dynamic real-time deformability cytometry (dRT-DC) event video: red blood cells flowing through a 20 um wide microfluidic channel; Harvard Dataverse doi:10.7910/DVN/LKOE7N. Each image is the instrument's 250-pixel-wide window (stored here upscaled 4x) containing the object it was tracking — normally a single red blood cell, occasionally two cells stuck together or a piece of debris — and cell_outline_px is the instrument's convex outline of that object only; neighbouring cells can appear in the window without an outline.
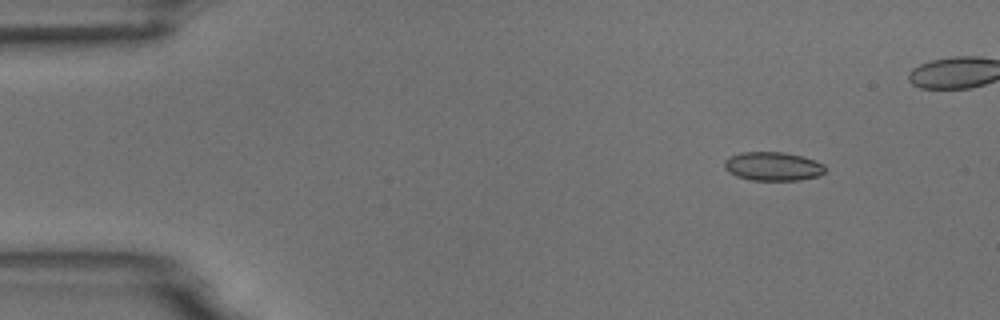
{"species": "common noctule bat (a hibernating species)", "species_latin": "Nyctalus noctula", "temperature_condition": "room temperature", "stored_images_in_passage": 5, "camera_frame_rate_fps": 3000, "um_per_image_px": 0.085, "animal": {"sex": "male", "body_mass_g": 18.8}, "frame": {"image": 1, "passage_image": 1, "time_ms": 0.0, "image_size_px": [1000, 320], "cell_outline_px": [[824, 172], [820, 176], [800, 180], [752, 180], [736, 176], [728, 172], [724, 168], [724, 160], [740, 152], [784, 152], [816, 160], [824, 164]], "centroid_in_image_um": [65.7, 14.14], "position_along_channel_um": 19.3, "area_um2": 16.94}}
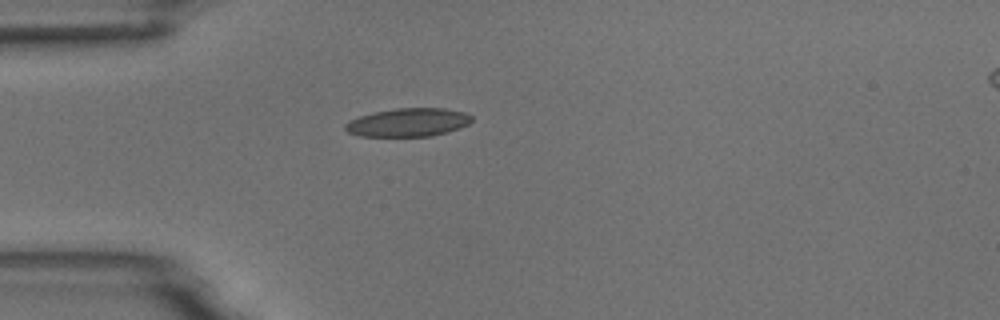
{"frame": {"image": 2, "passage_image": 5, "time_ms": 5.333, "image_size_px": [1000, 320], "cell_outline_px": [[472, 120], [468, 124], [460, 128], [448, 132], [432, 136], [360, 136], [348, 132], [344, 128], [344, 124], [348, 120], [372, 112], [396, 108], [444, 108], [464, 112], [472, 116]], "centroid_in_image_um": [34.68, 10.4], "position_along_channel_um": 50.3, "area_um2": 21.04}}